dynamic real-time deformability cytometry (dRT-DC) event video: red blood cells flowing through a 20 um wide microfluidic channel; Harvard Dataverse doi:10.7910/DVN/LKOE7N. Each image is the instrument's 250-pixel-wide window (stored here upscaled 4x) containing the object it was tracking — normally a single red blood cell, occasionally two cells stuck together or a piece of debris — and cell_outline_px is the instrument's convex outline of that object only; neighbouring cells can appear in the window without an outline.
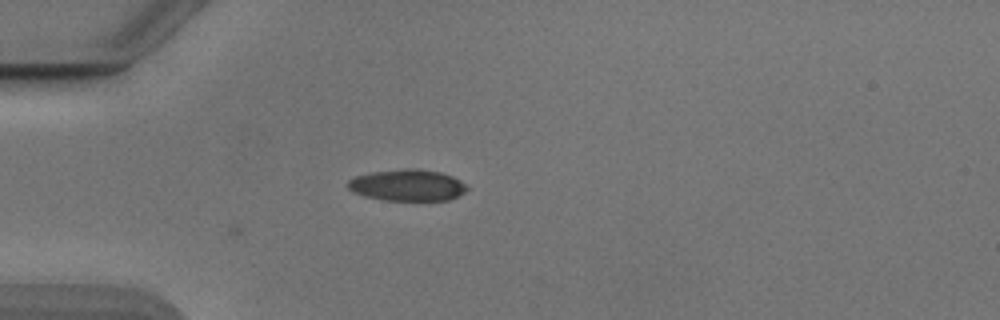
{"species": "Egyptian fruit bat (a non-hibernating species)", "species_latin": "Rousettus aegyptiacus", "temperature_condition": "cold", "stored_images_in_passage": 2, "camera_frame_rate_fps": 3000, "um_per_image_px": 0.085, "animal": {"sex": "male"}, "frame": {"image": 1, "passage_image": 2, "time_ms": 0.333, "image_size_px": [1000, 320], "cell_outline_px": [[468, 188], [464, 192], [448, 200], [388, 200], [364, 196], [352, 192], [348, 188], [348, 180], [356, 176], [372, 172], [404, 168], [416, 168], [440, 172], [452, 176], [464, 184]], "centroid_in_image_um": [34.6, 15.73], "position_along_channel_um": 50.4, "area_um2": 21.68}}